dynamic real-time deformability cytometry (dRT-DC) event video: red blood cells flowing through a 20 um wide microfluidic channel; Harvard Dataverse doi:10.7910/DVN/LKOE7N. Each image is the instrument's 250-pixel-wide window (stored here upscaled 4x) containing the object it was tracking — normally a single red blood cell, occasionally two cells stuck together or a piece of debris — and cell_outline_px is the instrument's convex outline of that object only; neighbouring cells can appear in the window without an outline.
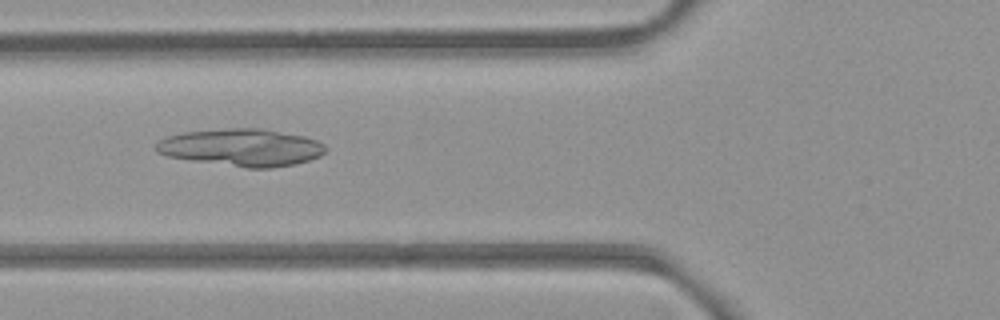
{"species": "common noctule bat (a hibernating species)", "species_latin": "Nyctalus noctula", "temperature_condition": "room temperature", "stored_images_in_passage": 30, "camera_frame_rate_fps": 3000, "um_per_image_px": 0.085, "animal": {"sex": "female", "body_mass_g": 21.9}, "frame": {"image": 1, "passage_image": 5, "time_ms": 1.333, "image_size_px": [1000, 320], "cell_outline_px": [[328, 148], [320, 156], [308, 160], [292, 164], [272, 168], [248, 168], [192, 160], [168, 156], [156, 152], [156, 144], [160, 140], [168, 136], [184, 132], [228, 128], [260, 128], [304, 136], [316, 140], [324, 144]], "centroid_in_image_um": [20.55, 12.53], "position_along_channel_um": 105.2, "area_um2": 36.59}}
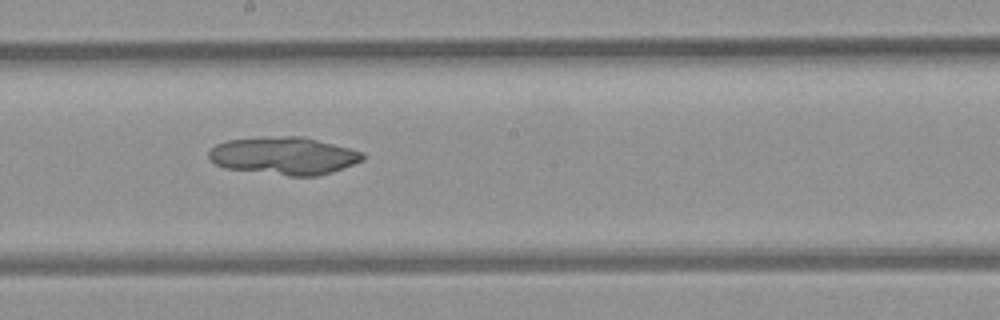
{"frame": {"image": 2, "passage_image": 14, "time_ms": 4.333, "image_size_px": [1000, 320], "cell_outline_px": [[364, 160], [332, 172], [316, 176], [288, 176], [224, 168], [216, 164], [208, 156], [208, 152], [216, 144], [228, 140], [280, 136], [304, 136], [364, 152]], "centroid_in_image_um": [24.15, 13.24], "position_along_channel_um": 224.0, "area_um2": 33.76}}
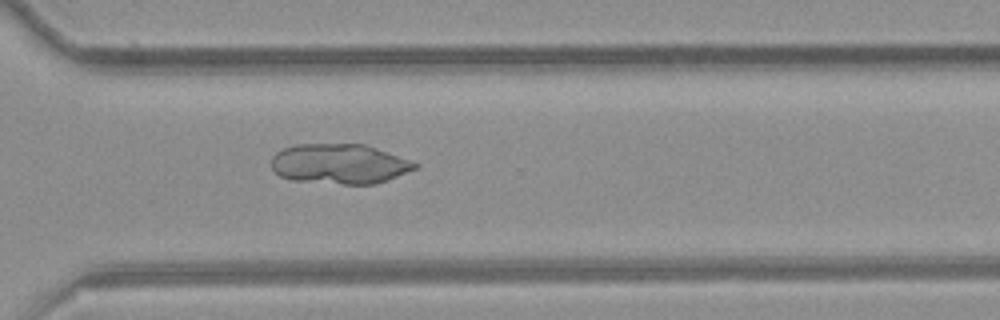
{"frame": {"image": 3, "passage_image": 23, "time_ms": 7.333, "image_size_px": [1000, 320], "cell_outline_px": [[420, 164], [416, 168], [376, 184], [344, 184], [292, 180], [280, 176], [272, 168], [272, 156], [276, 152], [284, 148], [296, 144], [364, 144]], "centroid_in_image_um": [28.82, 13.93], "position_along_channel_um": 341.8, "area_um2": 33.12}}